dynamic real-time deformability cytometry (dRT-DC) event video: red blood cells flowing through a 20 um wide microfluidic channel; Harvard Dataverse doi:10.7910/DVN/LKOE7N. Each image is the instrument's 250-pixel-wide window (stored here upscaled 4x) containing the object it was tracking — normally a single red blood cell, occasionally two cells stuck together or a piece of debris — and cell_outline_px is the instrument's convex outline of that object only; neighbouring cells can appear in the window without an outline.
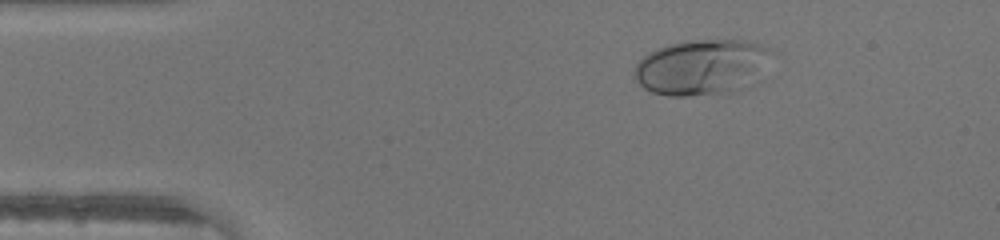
{"species": "human", "species_latin": "Homo sapiens", "temperature_condition": "warm", "stored_images_in_passage": 32, "camera_frame_rate_fps": 3000, "um_per_image_px": 0.085, "donor": {"sex": "male"}, "frame": {"image": 1, "passage_image": 1, "time_ms": 0.0, "image_size_px": [1000, 240], "cell_outline_px": [[768, 48], [752, 68], [732, 92], [688, 96], [668, 96], [652, 92], [644, 88], [632, 76], [632, 72], [636, 64], [648, 52], [668, 44], [688, 40], [740, 40], [756, 44]], "centroid_in_image_um": [59.26, 5.69], "position_along_channel_um": 25.7, "area_um2": 41.33}}
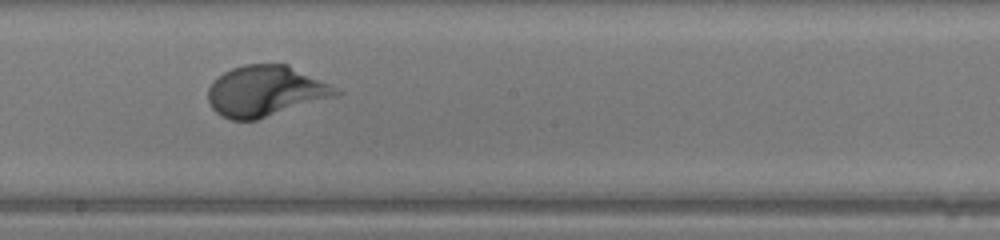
{"frame": {"image": 2, "passage_image": 19, "time_ms": 6.0, "image_size_px": [1000, 240], "cell_outline_px": [[344, 92], [332, 96], [256, 120], [232, 120], [216, 112], [212, 108], [208, 100], [208, 88], [212, 80], [224, 72], [232, 68], [244, 64], [288, 64]], "centroid_in_image_um": [22.49, 7.73], "position_along_channel_um": 225.7, "area_um2": 37.17}}
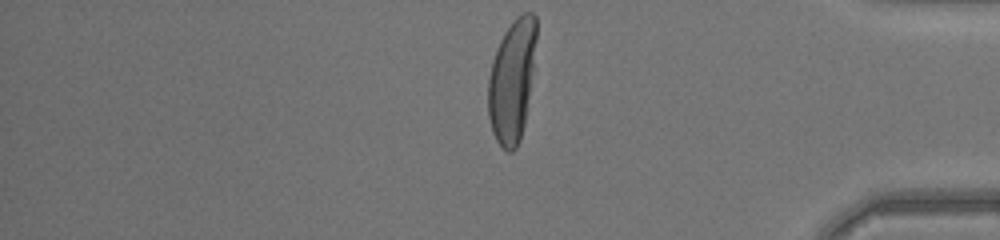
{"frame": {"image": 3, "passage_image": 32, "time_ms": 10.333, "image_size_px": [1000, 240], "cell_outline_px": [[536, 40], [524, 124], [520, 140], [516, 148], [512, 152], [508, 152], [496, 140], [492, 132], [488, 116], [488, 80], [492, 60], [500, 40], [504, 32], [512, 20], [520, 12], [532, 12], [536, 16]], "centroid_in_image_um": [43.5, 6.82], "position_along_channel_um": 391.7, "area_um2": 34.16}}